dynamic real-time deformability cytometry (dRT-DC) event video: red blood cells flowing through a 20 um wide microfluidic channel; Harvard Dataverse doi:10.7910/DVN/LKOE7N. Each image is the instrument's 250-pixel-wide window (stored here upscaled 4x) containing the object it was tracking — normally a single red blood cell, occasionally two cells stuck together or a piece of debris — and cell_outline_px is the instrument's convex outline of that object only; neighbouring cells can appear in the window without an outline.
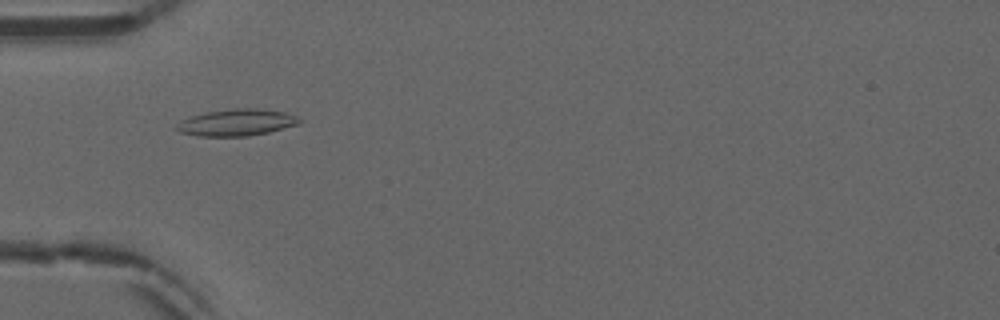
{"species": "common noctule bat (a hibernating species)", "species_latin": "Nyctalus noctula", "temperature_condition": "warm", "stored_images_in_passage": 29, "camera_frame_rate_fps": 3000, "um_per_image_px": 0.085, "animal": {"sex": "male", "forearm_length_mm": 52.5}, "frame": {"image": 1, "passage_image": 4, "time_ms": 1.0, "image_size_px": [1000, 320], "cell_outline_px": [[300, 124], [268, 132], [248, 136], [196, 136], [180, 132], [176, 128], [176, 124], [180, 120], [204, 112], [232, 108], [260, 108], [284, 112], [296, 116], [300, 120]], "centroid_in_image_um": [20.09, 10.4], "position_along_channel_um": 64.9, "area_um2": 19.19}}
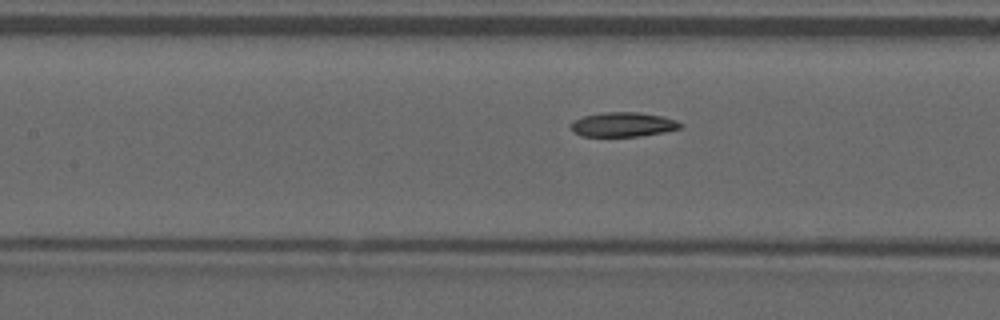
{"frame": {"image": 2, "passage_image": 11, "time_ms": 3.333, "image_size_px": [1000, 320], "cell_outline_px": [[684, 124], [680, 128], [664, 132], [640, 136], [580, 136], [572, 132], [568, 128], [568, 124], [584, 116], [604, 112], [640, 112], [660, 116], [676, 120]], "centroid_in_image_um": [52.91, 10.59], "position_along_channel_um": 154.5, "area_um2": 15.72}}
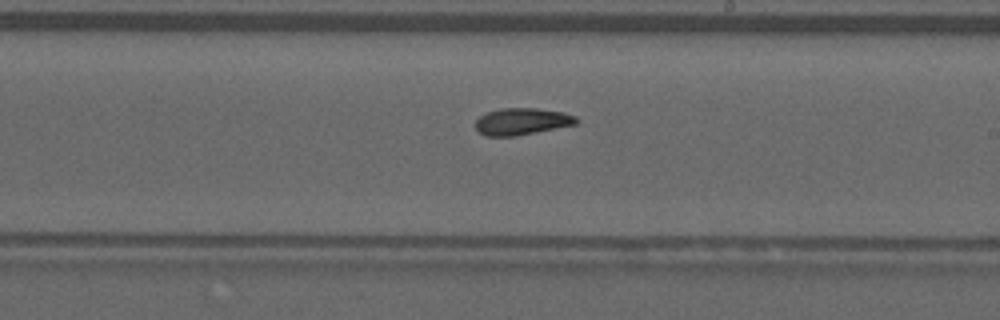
{"frame": {"image": 3, "passage_image": 18, "time_ms": 5.667, "image_size_px": [1000, 320], "cell_outline_px": [[580, 120], [576, 124], [516, 136], [484, 136], [476, 128], [476, 120], [480, 116], [488, 112], [500, 108], [536, 108], [560, 112], [576, 116]], "centroid_in_image_um": [44.36, 10.32], "position_along_channel_um": 244.6, "area_um2": 15.66}, "authors_computed_cell_mechanics": {"area_um2": 15.895, "velocity_mm_per_s": 3.8872, "shape_relaxation_time_tau1_ms": null, "shape_relaxation_time_tau2_ms": 4.3533, "deformation_change_tau1": null, "deformation_change_tau2": 0.0951}}